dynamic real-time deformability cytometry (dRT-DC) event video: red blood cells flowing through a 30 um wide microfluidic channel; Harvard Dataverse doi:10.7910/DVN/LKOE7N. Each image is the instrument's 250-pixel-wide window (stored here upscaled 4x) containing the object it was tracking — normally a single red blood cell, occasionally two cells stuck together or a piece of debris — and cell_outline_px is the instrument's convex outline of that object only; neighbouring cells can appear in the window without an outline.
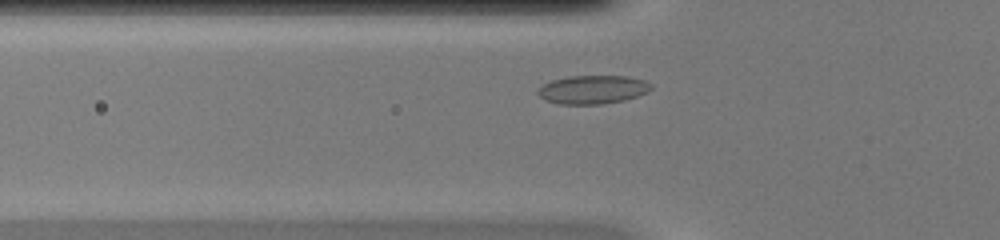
{"species": "common noctule bat (a hibernating species)", "species_latin": "Nyctalus noctula", "temperature_condition": "warm", "stored_images_in_passage": 36, "camera_frame_rate_fps": 3000, "um_per_image_px": 0.085, "animal": {"sex": "female", "body_mass_g": 20.0, "forearm_length_mm": 54.0}, "frame": {"image": 1, "passage_image": 5, "time_ms": 1.333, "image_size_px": [1000, 240], "cell_outline_px": [[652, 88], [648, 92], [624, 100], [600, 104], [560, 104], [544, 100], [536, 92], [544, 84], [552, 80], [568, 76], [628, 76], [644, 80], [652, 84]], "centroid_in_image_um": [50.39, 7.61], "position_along_channel_um": 75.4, "area_um2": 18.79}}
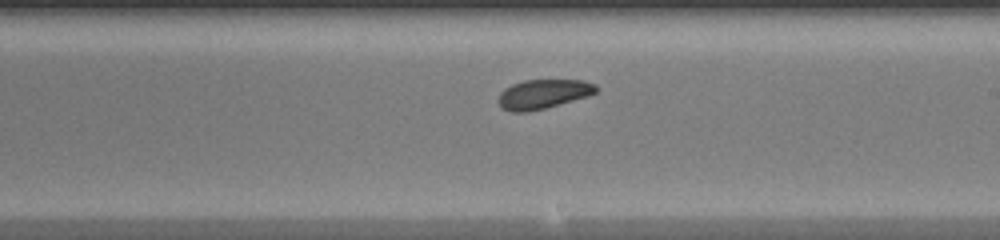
{"frame": {"image": 2, "passage_image": 17, "time_ms": 5.333, "image_size_px": [1000, 240], "cell_outline_px": [[600, 88], [596, 92], [588, 96], [544, 108], [528, 112], [512, 112], [500, 108], [496, 100], [500, 92], [504, 88], [512, 84], [524, 80], [584, 80], [596, 84]], "centroid_in_image_um": [46.14, 7.99], "position_along_channel_um": 242.9, "area_um2": 16.94}}
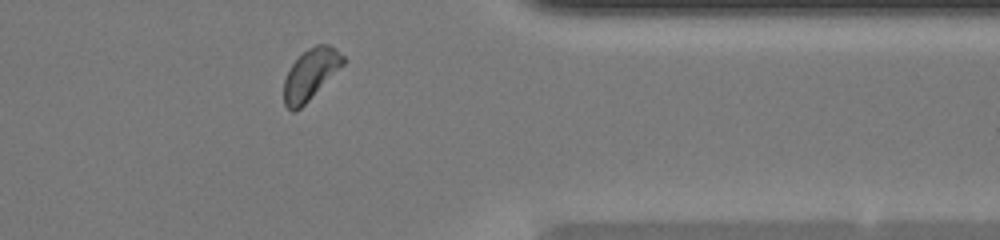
{"frame": {"image": 3, "passage_image": 28, "time_ms": 9.0, "image_size_px": [1000, 240], "cell_outline_px": [[348, 60], [296, 112], [292, 112], [284, 104], [284, 80], [292, 64], [308, 48], [316, 44], [328, 44], [344, 56]], "centroid_in_image_um": [26.4, 6.31], "position_along_channel_um": 385.0, "area_um2": 17.22}}